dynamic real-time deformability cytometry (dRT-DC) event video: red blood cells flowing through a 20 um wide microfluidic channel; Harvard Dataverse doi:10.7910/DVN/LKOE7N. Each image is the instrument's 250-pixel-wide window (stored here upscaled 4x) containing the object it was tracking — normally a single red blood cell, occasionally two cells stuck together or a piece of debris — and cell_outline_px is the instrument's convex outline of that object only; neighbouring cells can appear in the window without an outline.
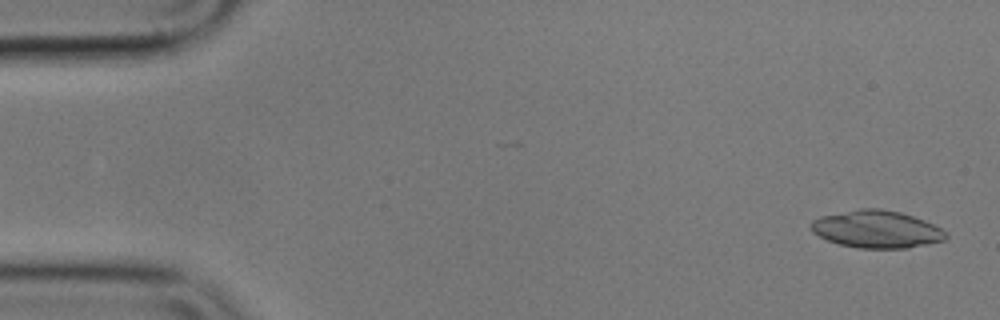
{"species": "common noctule bat (a hibernating species)", "species_latin": "Nyctalus noctula", "temperature_condition": "cold", "stored_images_in_passage": 8, "camera_frame_rate_fps": 3000, "um_per_image_px": 0.085, "animal": {"sex": "male", "body_mass_g": 17.9}, "frame": {"image": 1, "passage_image": 2, "time_ms": 0.333, "image_size_px": [1000, 320], "cell_outline_px": [[948, 236], [944, 240], [908, 248], [856, 248], [840, 244], [828, 240], [812, 232], [808, 224], [812, 220], [820, 216], [860, 208], [880, 208], [900, 212], [924, 220], [940, 228]], "centroid_in_image_um": [74.47, 19.48], "position_along_channel_um": 10.5, "area_um2": 29.36}}